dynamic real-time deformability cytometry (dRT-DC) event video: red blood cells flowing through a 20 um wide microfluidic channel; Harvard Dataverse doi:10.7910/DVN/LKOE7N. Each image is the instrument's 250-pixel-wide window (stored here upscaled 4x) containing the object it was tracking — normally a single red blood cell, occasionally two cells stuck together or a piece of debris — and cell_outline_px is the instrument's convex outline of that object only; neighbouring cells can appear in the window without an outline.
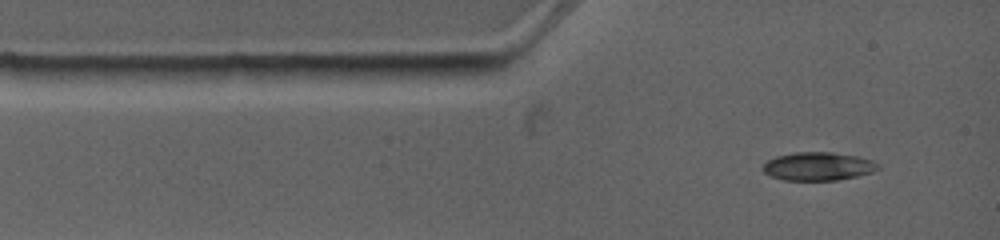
{"species": "common noctule bat (a hibernating species)", "species_latin": "Nyctalus noctula", "temperature_condition": "warm", "stored_images_in_passage": 5, "camera_frame_rate_fps": 4500, "um_per_image_px": 0.085, "animal": {"sex": "female", "body_mass_g": 19.0, "forearm_length_mm": 53.3}, "frame": {"image": 1, "passage_image": 1, "time_ms": 0.0, "image_size_px": [1000, 240], "cell_outline_px": [[880, 168], [872, 172], [856, 176], [836, 180], [784, 180], [772, 176], [764, 172], [760, 168], [768, 160], [776, 156], [792, 152], [832, 152], [856, 156], [872, 160], [880, 164]], "centroid_in_image_um": [69.53, 14.13], "position_along_channel_um": 15.5, "area_um2": 19.02}}
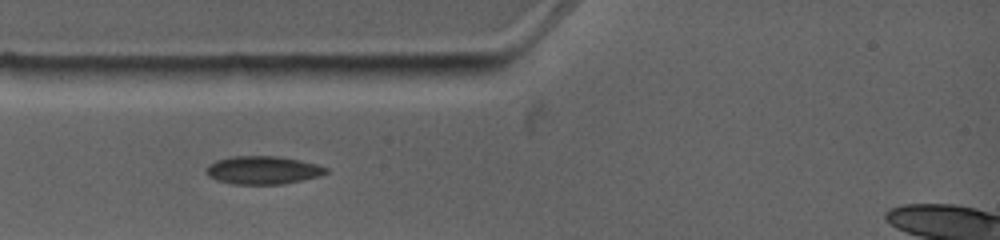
{"frame": {"image": 2, "passage_image": 3, "time_ms": 1.778, "image_size_px": [1000, 240], "cell_outline_px": [[328, 172], [320, 176], [280, 184], [232, 184], [216, 180], [208, 176], [204, 172], [204, 168], [208, 164], [216, 160], [232, 156], [280, 156], [300, 160], [316, 164], [328, 168]], "centroid_in_image_um": [22.29, 14.45], "position_along_channel_um": 62.7, "area_um2": 19.77}}
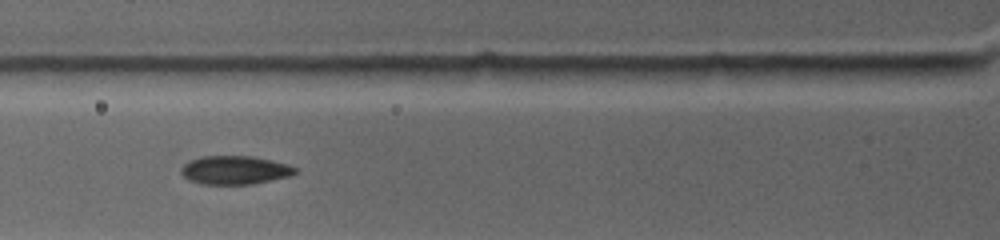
{"frame": {"image": 3, "passage_image": 4, "time_ms": 2.889, "image_size_px": [1000, 240], "cell_outline_px": [[296, 172], [288, 176], [252, 184], [200, 184], [188, 180], [180, 172], [180, 168], [184, 164], [200, 156], [252, 156], [272, 160], [288, 164], [296, 168]], "centroid_in_image_um": [19.92, 14.45], "position_along_channel_um": 105.9, "area_um2": 18.9}}